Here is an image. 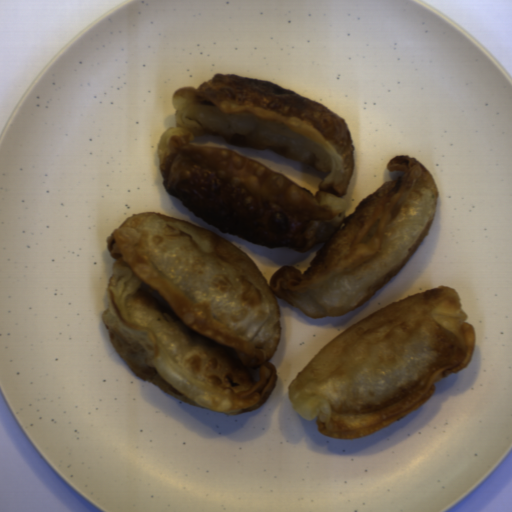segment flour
Here are the masks:
<instances>
[{
    "mask_svg": "<svg viewBox=\"0 0 512 512\" xmlns=\"http://www.w3.org/2000/svg\"><path fill=\"white\" fill-rule=\"evenodd\" d=\"M176 126L157 143L167 194L220 232L307 253L303 273L280 267L268 284L227 239L163 213L126 218L108 236L115 261L101 313L116 353L172 397L226 415L253 412L277 384L269 362L281 342L282 299L311 318L365 304L413 256L435 219L439 188L416 157L389 160L403 174L335 210L355 168L347 123L322 104L269 80L213 74L173 92ZM273 149L330 172L316 196L236 151L191 145L197 137Z\"/></svg>",
    "mask_w": 512,
    "mask_h": 512,
    "instance_id": "obj_1",
    "label": "flour"
},
{
    "mask_svg": "<svg viewBox=\"0 0 512 512\" xmlns=\"http://www.w3.org/2000/svg\"><path fill=\"white\" fill-rule=\"evenodd\" d=\"M456 289L397 300L326 343L287 387L296 412L320 434L353 439L426 403L441 379L472 361L477 338Z\"/></svg>",
    "mask_w": 512,
    "mask_h": 512,
    "instance_id": "obj_2",
    "label": "flour"
}]
</instances>
